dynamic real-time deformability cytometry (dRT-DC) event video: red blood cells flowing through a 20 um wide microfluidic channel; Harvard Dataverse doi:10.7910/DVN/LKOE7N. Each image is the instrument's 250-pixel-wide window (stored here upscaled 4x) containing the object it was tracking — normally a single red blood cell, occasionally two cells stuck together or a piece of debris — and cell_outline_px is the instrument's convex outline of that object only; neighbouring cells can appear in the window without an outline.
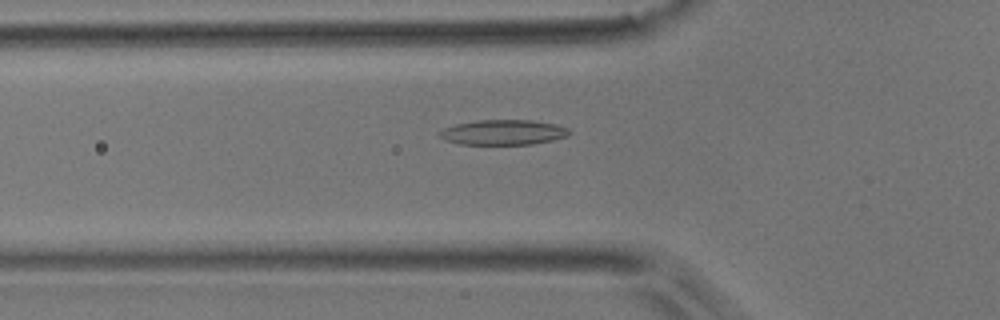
{"species": "common noctule bat (a hibernating species)", "species_latin": "Nyctalus noctula", "temperature_condition": "room temperature", "stored_images_in_passage": 30, "camera_frame_rate_fps": 3000, "um_per_image_px": 0.085, "animal": {"sex": "male", "body_mass_g": 17.9}, "frame": {"image": 1, "passage_image": 3, "time_ms": 0.667, "image_size_px": [1000, 320], "cell_outline_px": [[572, 132], [568, 136], [552, 140], [532, 144], [460, 144], [444, 140], [440, 136], [440, 132], [444, 128], [456, 124], [476, 120], [532, 120], [556, 124], [568, 128]], "centroid_in_image_um": [42.8, 11.24], "position_along_channel_um": 83.0, "area_um2": 18.96}}
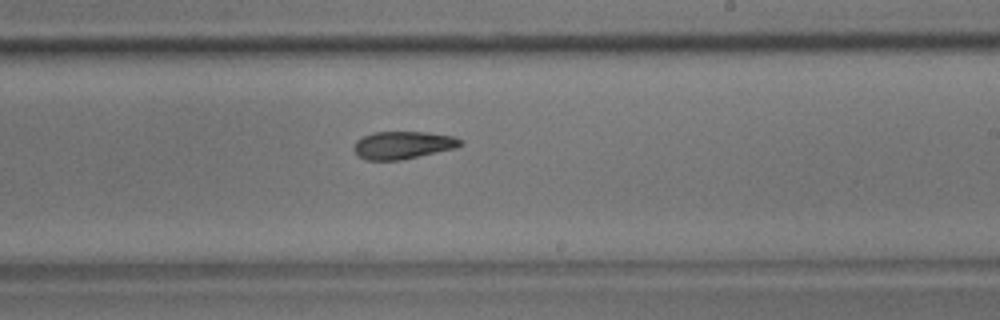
{"frame": {"image": 2, "passage_image": 16, "time_ms": 5.0, "image_size_px": [1000, 320], "cell_outline_px": [[464, 144], [456, 148], [400, 160], [364, 160], [352, 148], [356, 140], [372, 132], [428, 132], [452, 136], [460, 140]], "centroid_in_image_um": [34.23, 12.33], "position_along_channel_um": 254.8, "area_um2": 17.11}}
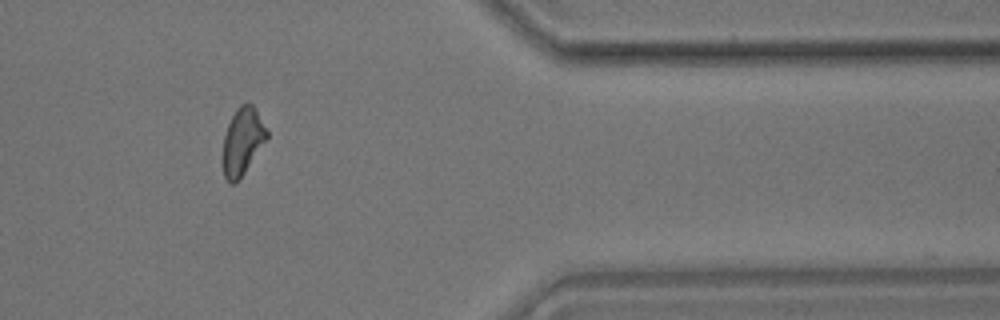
{"frame": {"image": 3, "passage_image": 28, "time_ms": 9.0, "image_size_px": [1000, 320], "cell_outline_px": [[268, 140], [236, 184], [228, 184], [224, 176], [220, 160], [224, 136], [228, 124], [236, 108], [240, 104], [248, 100], [252, 104], [268, 132]], "centroid_in_image_um": [20.58, 12.06], "position_along_channel_um": 390.8, "area_um2": 17.86}, "authors_computed_cell_mechanics": {"area_um2": 17.6579, "velocity_mm_per_s": 3.9458, "shape_relaxation_time_tau1_ms": 8.9932, "shape_relaxation_time_tau2_ms": 6.46, "deformation_change_tau1": 0.207, "deformation_change_tau2": 0.1563}}